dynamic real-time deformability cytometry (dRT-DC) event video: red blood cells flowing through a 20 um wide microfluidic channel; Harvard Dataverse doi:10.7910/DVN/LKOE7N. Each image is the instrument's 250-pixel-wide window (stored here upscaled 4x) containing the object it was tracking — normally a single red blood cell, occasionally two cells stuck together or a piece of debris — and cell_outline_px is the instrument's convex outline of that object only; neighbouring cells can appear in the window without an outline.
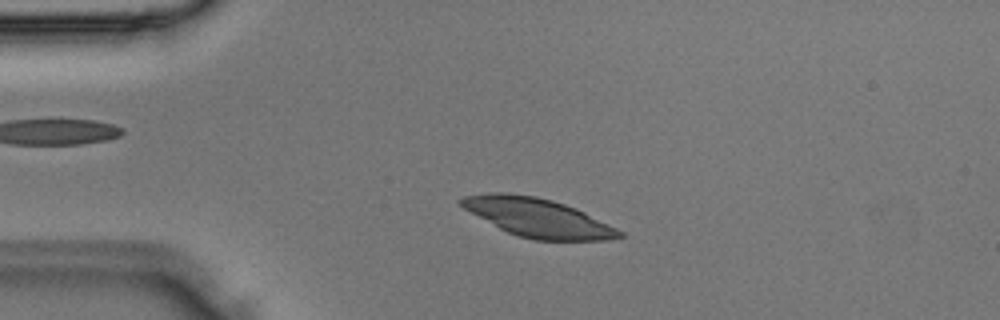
{"species": "Egyptian fruit bat (a non-hibernating species)", "species_latin": "Rousettus aegyptiacus", "temperature_condition": "room temperature", "stored_images_in_passage": 1, "camera_frame_rate_fps": 3000, "um_per_image_px": 0.085, "animal": {"sex": "male"}, "frame": {"image": 1, "passage_image": 1, "time_ms": 0.0, "image_size_px": [1000, 320], "cell_outline_px": [[624, 236], [604, 240], [536, 240], [516, 236], [500, 228], [464, 208], [456, 200], [464, 196], [488, 192], [508, 192], [536, 196], [552, 200], [576, 208], [624, 232]], "centroid_in_image_um": [45.69, 18.48], "position_along_channel_um": 39.3, "area_um2": 35.37}}